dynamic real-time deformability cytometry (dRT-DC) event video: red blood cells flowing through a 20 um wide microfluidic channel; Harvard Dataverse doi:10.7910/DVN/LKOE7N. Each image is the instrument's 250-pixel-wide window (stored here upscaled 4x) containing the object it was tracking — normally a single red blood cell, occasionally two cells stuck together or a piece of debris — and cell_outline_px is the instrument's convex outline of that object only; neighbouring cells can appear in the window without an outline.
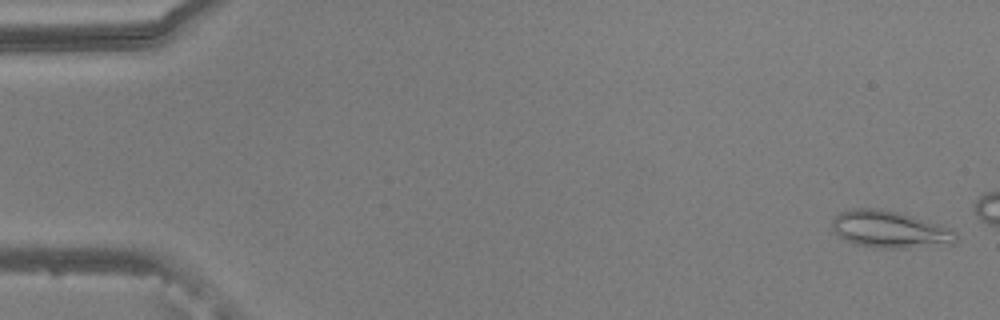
{"species": "common noctule bat (a hibernating species)", "species_latin": "Nyctalus noctula", "temperature_condition": "warm", "stored_images_in_passage": 48, "camera_frame_rate_fps": 3000, "um_per_image_px": 0.085, "animal": {"sex": "male", "body_mass_g": 20.5, "forearm_length_mm": 52.5}, "frame": {"image": 1, "passage_image": 2, "time_ms": 0.333, "image_size_px": [1000, 320], "cell_outline_px": [[956, 244], [908, 248], [872, 248], [856, 244], [840, 236], [832, 228], [832, 220], [840, 212], [848, 208], [880, 208], [912, 216], [952, 228], [956, 232]], "centroid_in_image_um": [75.66, 19.5], "position_along_channel_um": 9.3, "area_um2": 26.88}}
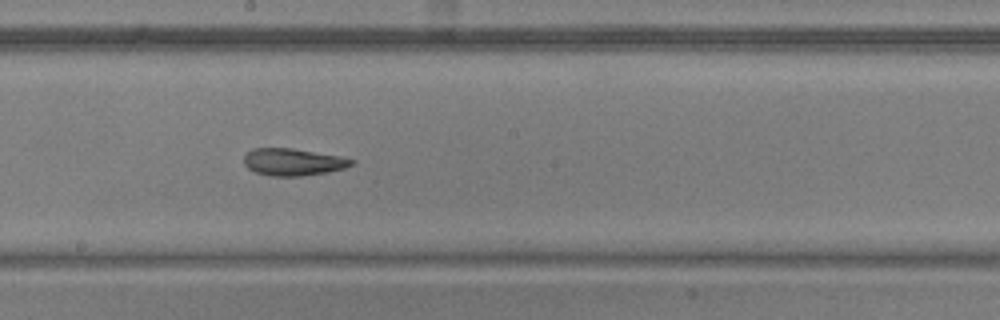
{"frame": {"image": 2, "passage_image": 30, "time_ms": 9.667, "image_size_px": [1000, 320], "cell_outline_px": [[356, 164], [344, 168], [328, 172], [300, 176], [268, 176], [256, 172], [248, 168], [244, 164], [244, 156], [252, 148], [292, 148], [340, 156], [356, 160]], "centroid_in_image_um": [24.93, 13.77], "position_along_channel_um": 223.3, "area_um2": 17.11}}
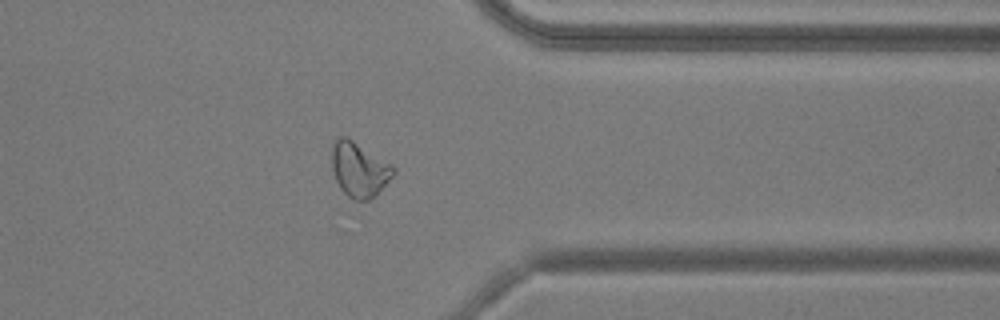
{"frame": {"image": 3, "passage_image": 43, "time_ms": 14.0, "image_size_px": [1000, 320], "cell_outline_px": [[396, 172], [376, 196], [360, 204], [348, 196], [340, 188], [336, 180], [332, 168], [332, 144], [336, 136], [348, 136], [392, 164], [396, 168]], "centroid_in_image_um": [30.54, 14.4], "position_along_channel_um": 380.9, "area_um2": 20.17}, "authors_computed_cell_mechanics": {"area_um2": 19.074, "velocity_mm_per_s": 3.7979, "shape_relaxation_time_tau1_ms": 6.022, "shape_relaxation_time_tau2_ms": 2.323, "deformation_change_tau1": 0.172, "deformation_change_tau2": 0.0847}}